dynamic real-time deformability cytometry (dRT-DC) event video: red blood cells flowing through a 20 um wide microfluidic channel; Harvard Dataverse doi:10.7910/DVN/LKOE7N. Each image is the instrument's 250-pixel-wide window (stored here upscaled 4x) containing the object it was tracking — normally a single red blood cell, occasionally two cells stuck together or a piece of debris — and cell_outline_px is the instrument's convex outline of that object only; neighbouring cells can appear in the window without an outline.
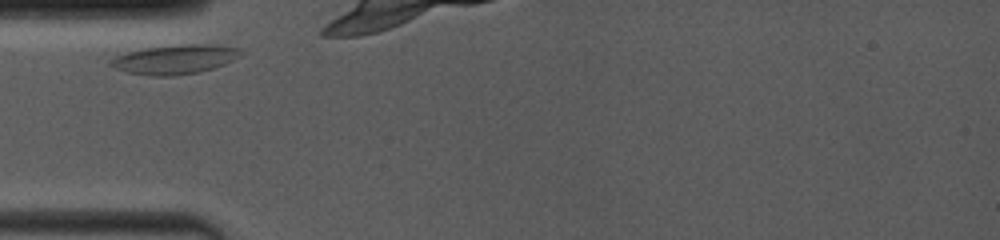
{"species": "common noctule bat (a hibernating species)", "species_latin": "Nyctalus noctula", "temperature_condition": "room temperature", "stored_images_in_passage": 10, "camera_frame_rate_fps": 4000, "um_per_image_px": 0.085, "animal": {"sex": "female", "body_mass_g": 19.0, "forearm_length_mm": 53.3}, "frame": {"image": 1, "passage_image": 1, "time_ms": 0.0, "image_size_px": [1000, 240], "cell_outline_px": [[244, 52], [240, 56], [224, 64], [200, 72], [172, 76], [152, 76], [128, 72], [116, 68], [108, 64], [108, 60], [116, 56], [128, 52], [144, 48], [180, 44], [212, 44], [240, 48]], "centroid_in_image_um": [14.88, 5.04], "position_along_channel_um": 70.1, "area_um2": 22.25}}
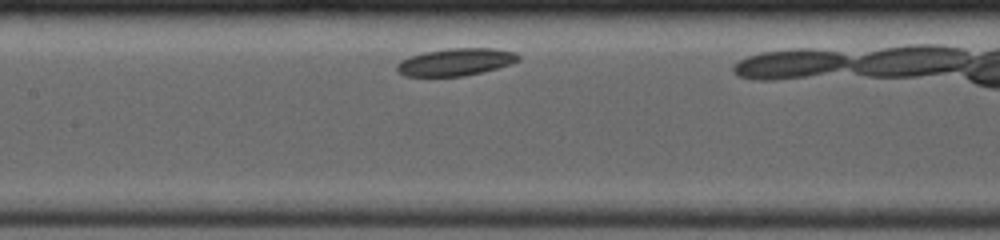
{"frame": {"image": 2, "passage_image": 5, "time_ms": 2.75, "image_size_px": [1000, 240], "cell_outline_px": [[520, 60], [512, 64], [484, 72], [464, 76], [404, 76], [396, 68], [396, 64], [400, 60], [408, 56], [424, 52], [448, 48], [496, 48], [516, 52], [520, 56]], "centroid_in_image_um": [38.76, 5.26], "position_along_channel_um": 168.6, "area_um2": 19.65}}